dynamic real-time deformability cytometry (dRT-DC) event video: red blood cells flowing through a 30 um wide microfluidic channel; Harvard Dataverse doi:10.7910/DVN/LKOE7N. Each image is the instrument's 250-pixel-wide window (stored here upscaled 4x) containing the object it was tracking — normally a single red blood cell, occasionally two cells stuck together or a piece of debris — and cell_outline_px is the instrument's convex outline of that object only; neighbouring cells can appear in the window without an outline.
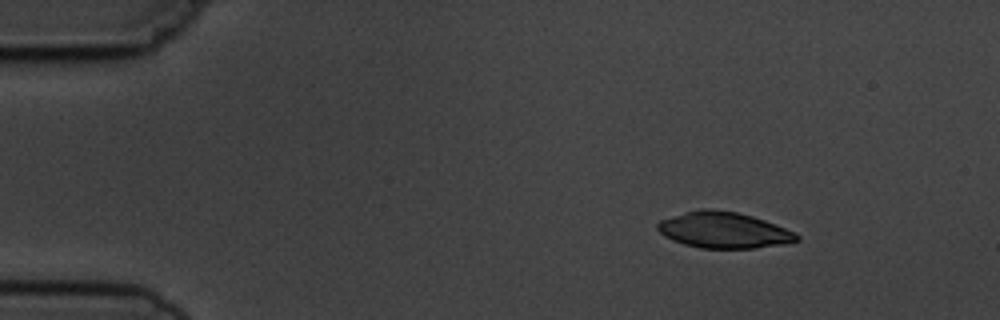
{"species": "common noctule bat (a hibernating species)", "species_latin": "Nyctalus noctula", "temperature_condition": "cold", "stored_images_in_passage": 3, "camera_frame_rate_fps": 3000, "um_per_image_px": 0.085, "animal": {"sex": "male", "body_mass_g": 19.5, "forearm_length_mm": 54.6}, "frame": {"image": 1, "passage_image": 1, "time_ms": 0.0, "image_size_px": [1000, 320], "cell_outline_px": [[800, 240], [784, 244], [756, 248], [700, 248], [684, 244], [672, 240], [664, 236], [656, 228], [656, 224], [660, 220], [684, 212], [700, 208], [712, 208], [736, 212], [752, 216], [776, 224], [796, 232], [800, 236]], "centroid_in_image_um": [61.52, 19.55], "position_along_channel_um": 23.5, "area_um2": 29.48}}